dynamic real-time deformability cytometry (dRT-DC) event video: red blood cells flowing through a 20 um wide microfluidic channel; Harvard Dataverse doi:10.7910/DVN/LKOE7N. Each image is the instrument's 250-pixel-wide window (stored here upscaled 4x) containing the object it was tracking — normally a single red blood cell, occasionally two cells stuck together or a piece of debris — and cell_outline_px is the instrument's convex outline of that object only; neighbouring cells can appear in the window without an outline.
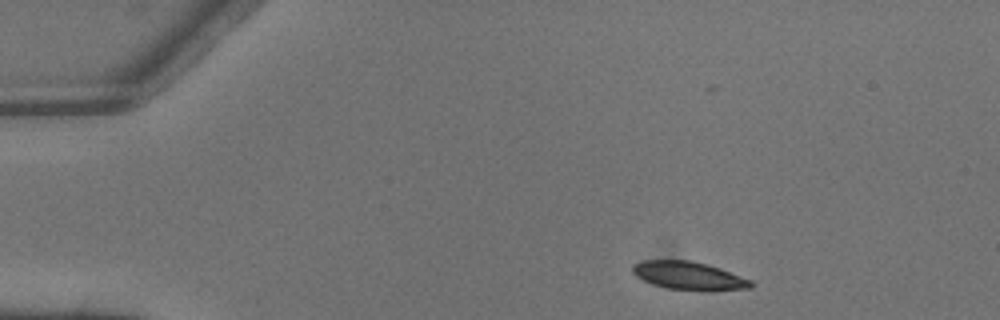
{"species": "common noctule bat (a hibernating species)", "species_latin": "Nyctalus noctula", "temperature_condition": "warm", "stored_images_in_passage": 2, "camera_frame_rate_fps": 3000, "um_per_image_px": 0.085, "animal": {"sex": "male", "body_mass_g": 13.3}, "frame": {"image": 1, "passage_image": 1, "time_ms": 0.0, "image_size_px": [1000, 320], "cell_outline_px": [[752, 288], [708, 292], [704, 292], [668, 288], [652, 284], [636, 276], [632, 272], [632, 268], [636, 264], [644, 260], [688, 260], [720, 268], [752, 280]], "centroid_in_image_um": [58.6, 23.46], "position_along_channel_um": 26.4, "area_um2": 19.54}}